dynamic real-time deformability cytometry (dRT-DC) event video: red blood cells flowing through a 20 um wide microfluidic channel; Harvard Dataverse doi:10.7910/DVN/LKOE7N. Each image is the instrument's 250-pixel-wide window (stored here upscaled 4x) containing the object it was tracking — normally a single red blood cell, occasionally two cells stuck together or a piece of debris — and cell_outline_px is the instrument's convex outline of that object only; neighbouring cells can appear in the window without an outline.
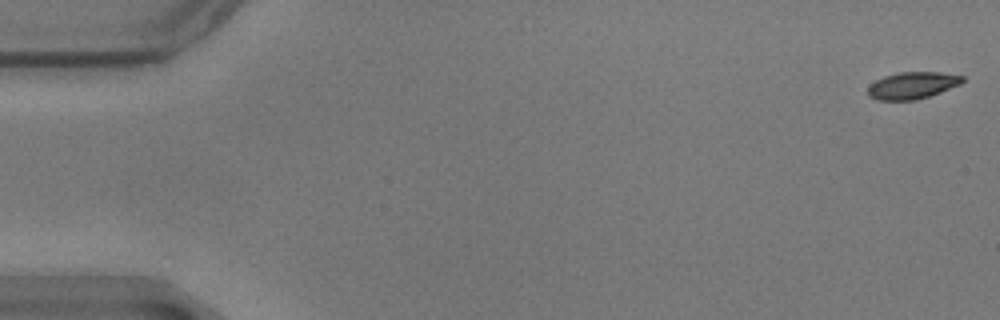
{"species": "common noctule bat (a hibernating species)", "species_latin": "Nyctalus noctula", "temperature_condition": "warm", "stored_images_in_passage": 58, "camera_frame_rate_fps": 3000, "um_per_image_px": 0.085, "animal": {"sex": "male", "body_mass_g": 17.9}, "frame": {"image": 1, "passage_image": 1, "time_ms": 0.0, "image_size_px": [1000, 320], "cell_outline_px": [[964, 80], [960, 84], [940, 92], [916, 100], [876, 100], [868, 96], [868, 88], [876, 80], [884, 76], [900, 72], [940, 72], [964, 76]], "centroid_in_image_um": [77.54, 7.26], "position_along_channel_um": 7.5, "area_um2": 14.74}}
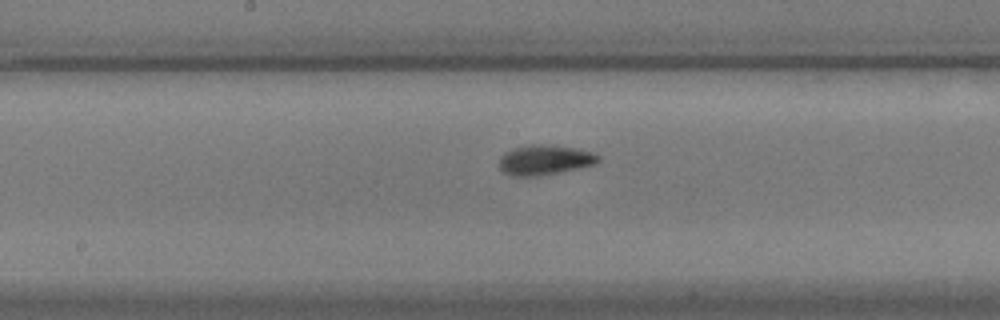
{"frame": {"image": 2, "passage_image": 30, "time_ms": 9.667, "image_size_px": [1000, 320], "cell_outline_px": [[600, 160], [596, 164], [580, 168], [540, 176], [512, 176], [504, 172], [500, 168], [500, 156], [504, 152], [512, 148], [528, 144], [552, 144], [576, 148], [592, 152], [600, 156]], "centroid_in_image_um": [46.31, 13.58], "position_along_channel_um": 201.9, "area_um2": 17.63}}
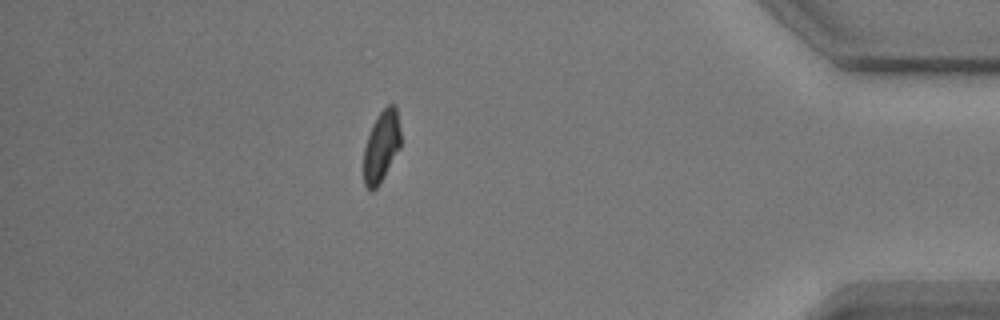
{"frame": {"image": 3, "passage_image": 51, "time_ms": 16.667, "image_size_px": [1000, 320], "cell_outline_px": [[400, 148], [376, 188], [368, 188], [364, 184], [364, 148], [372, 124], [376, 116], [388, 104], [396, 104], [400, 128]], "centroid_in_image_um": [32.43, 12.37], "position_along_channel_um": 402.8, "area_um2": 15.14}, "authors_computed_cell_mechanics": {"area_um2": 15.9528, "velocity_mm_per_s": 3.4869, "shape_relaxation_time_tau1_ms": 3.9516, "shape_relaxation_time_tau2_ms": 3.305, "deformation_change_tau1": 0.1609, "deformation_change_tau2": 0.088}}